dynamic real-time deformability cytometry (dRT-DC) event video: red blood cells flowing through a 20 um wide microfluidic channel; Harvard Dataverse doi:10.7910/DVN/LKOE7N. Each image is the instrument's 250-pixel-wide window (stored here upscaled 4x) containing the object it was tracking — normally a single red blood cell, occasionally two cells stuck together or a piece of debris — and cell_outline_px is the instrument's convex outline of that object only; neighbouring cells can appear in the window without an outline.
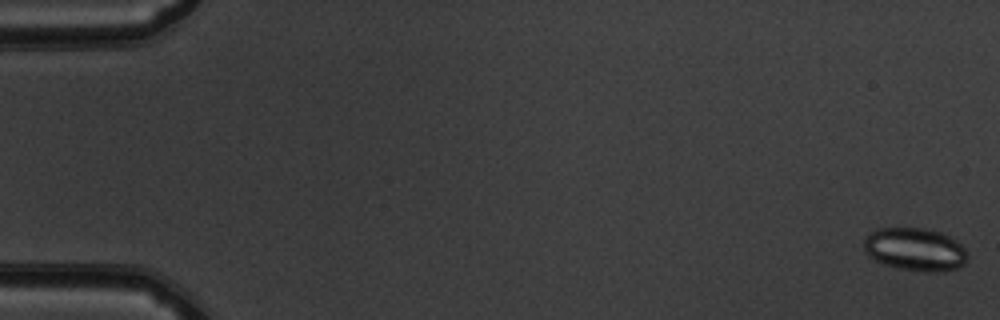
{"species": "common noctule bat (a hibernating species)", "species_latin": "Nyctalus noctula", "temperature_condition": "warm", "stored_images_in_passage": 53, "camera_frame_rate_fps": 3000, "um_per_image_px": 0.085, "animal": {"sex": "male", "body_mass_g": 19.5, "forearm_length_mm": 54.6}, "frame": {"image": 1, "passage_image": 1, "time_ms": 0.0, "image_size_px": [1000, 320], "cell_outline_px": [[968, 256], [964, 264], [956, 268], [940, 272], [932, 272], [900, 268], [884, 264], [868, 256], [864, 252], [864, 240], [876, 228], [924, 228], [940, 232], [948, 236], [960, 244], [964, 248]], "centroid_in_image_um": [77.77, 21.19], "position_along_channel_um": 7.2, "area_um2": 25.72}}
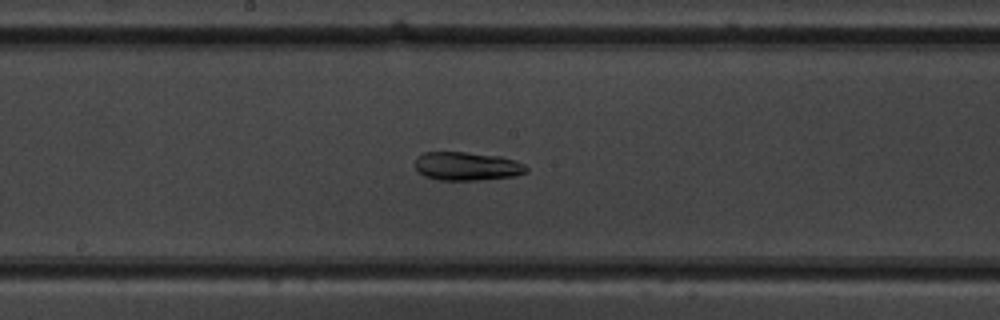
{"frame": {"image": 2, "passage_image": 29, "time_ms": 9.333, "image_size_px": [1000, 320], "cell_outline_px": [[528, 172], [516, 176], [480, 180], [440, 180], [424, 176], [416, 168], [416, 160], [424, 152], [464, 152], [500, 156], [524, 164], [528, 168]], "centroid_in_image_um": [39.73, 14.14], "position_along_channel_um": 208.5, "area_um2": 18.38}}
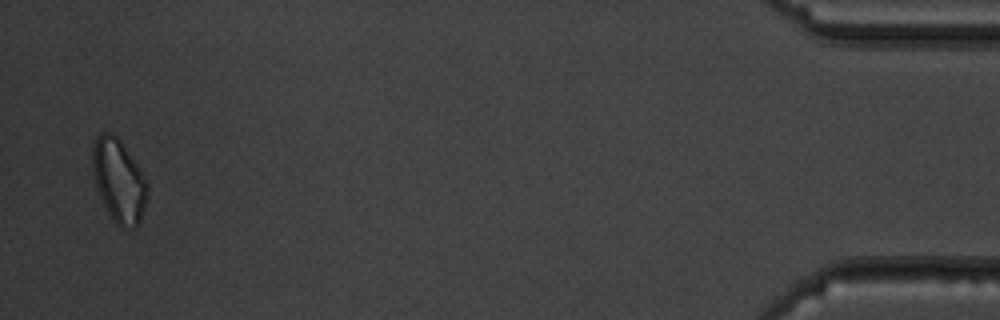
{"frame": {"image": 3, "passage_image": 52, "time_ms": 17.0, "image_size_px": [1000, 320], "cell_outline_px": [[148, 196], [140, 220], [136, 228], [120, 228], [116, 224], [104, 204], [96, 184], [92, 172], [92, 148], [96, 136], [100, 132], [108, 132], [116, 136], [120, 140], [144, 176], [148, 184]], "centroid_in_image_um": [10.1, 15.36], "position_along_channel_um": 425.1, "area_um2": 26.36}, "authors_computed_cell_mechanics": {"area_um2": 22.6576, "velocity_mm_per_s": 3.8904, "shape_relaxation_time_tau1_ms": 4.6011, "shape_relaxation_time_tau2_ms": 6.6049, "deformation_change_tau1": 0.1341, "deformation_change_tau2": 0.2059}}